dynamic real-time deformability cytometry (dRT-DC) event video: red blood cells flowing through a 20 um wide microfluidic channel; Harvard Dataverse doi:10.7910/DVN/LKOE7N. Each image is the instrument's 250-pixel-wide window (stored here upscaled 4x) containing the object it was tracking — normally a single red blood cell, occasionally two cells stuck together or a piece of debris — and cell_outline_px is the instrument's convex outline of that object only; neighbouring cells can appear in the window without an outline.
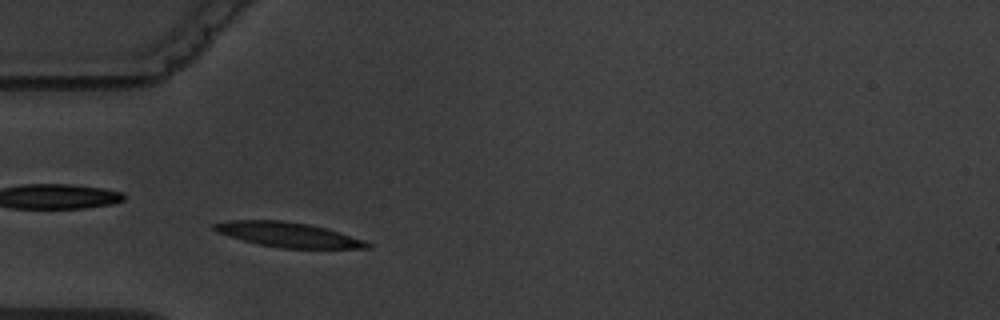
{"species": "common noctule bat (a hibernating species)", "species_latin": "Nyctalus noctula", "temperature_condition": "warm", "stored_images_in_passage": 7, "camera_frame_rate_fps": 3000, "um_per_image_px": 0.085, "animal": {"sex": "male", "body_mass_g": 19.5, "forearm_length_mm": 54.6}, "frame": {"image": 1, "passage_image": 6, "time_ms": 6.0, "image_size_px": [1000, 320], "cell_outline_px": [[372, 248], [280, 248], [260, 244], [228, 236], [216, 232], [212, 228], [212, 224], [228, 220], [280, 220], [308, 224], [324, 228], [364, 240], [372, 244]], "centroid_in_image_um": [24.45, 19.94], "position_along_channel_um": 60.5, "area_um2": 21.85}}